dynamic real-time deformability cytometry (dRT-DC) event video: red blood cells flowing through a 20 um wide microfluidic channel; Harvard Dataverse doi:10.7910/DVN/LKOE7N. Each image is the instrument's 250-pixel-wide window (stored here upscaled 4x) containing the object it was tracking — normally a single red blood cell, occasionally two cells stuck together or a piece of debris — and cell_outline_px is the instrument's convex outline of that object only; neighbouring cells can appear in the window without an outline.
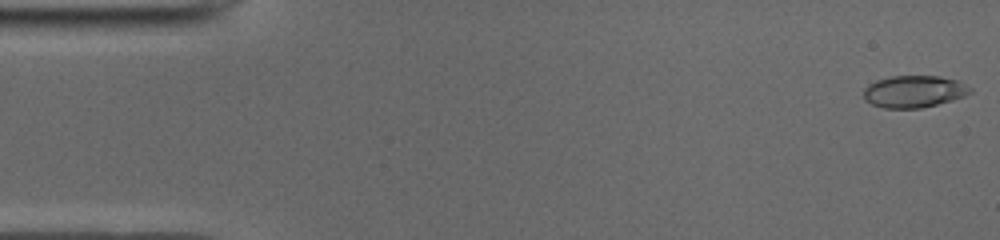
{"species": "common noctule bat (a hibernating species)", "species_latin": "Nyctalus noctula", "temperature_condition": "cold", "stored_images_in_passage": 50, "camera_frame_rate_fps": 3000, "um_per_image_px": 0.085, "animal": {"sex": "male", "body_mass_g": 19.0, "forearm_length_mm": 50.8}, "frame": {"image": 1, "passage_image": 1, "time_ms": 0.0, "image_size_px": [1000, 240], "cell_outline_px": [[972, 92], [964, 96], [952, 100], [920, 108], [884, 108], [872, 104], [864, 100], [864, 88], [868, 84], [876, 80], [892, 76], [940, 76], [956, 80], [972, 88]], "centroid_in_image_um": [77.67, 7.77], "position_along_channel_um": 7.3, "area_um2": 19.83}}
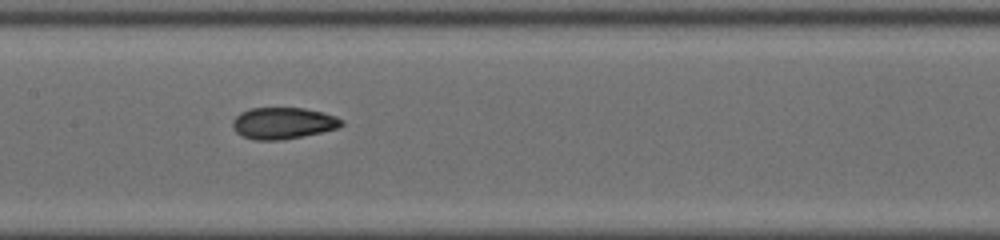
{"frame": {"image": 2, "passage_image": 24, "time_ms": 7.667, "image_size_px": [1000, 240], "cell_outline_px": [[344, 124], [340, 128], [280, 140], [256, 140], [244, 136], [236, 132], [232, 124], [232, 120], [240, 112], [252, 108], [304, 108], [324, 112], [336, 116], [344, 120]], "centroid_in_image_um": [24.09, 10.45], "position_along_channel_um": 183.3, "area_um2": 20.0}}
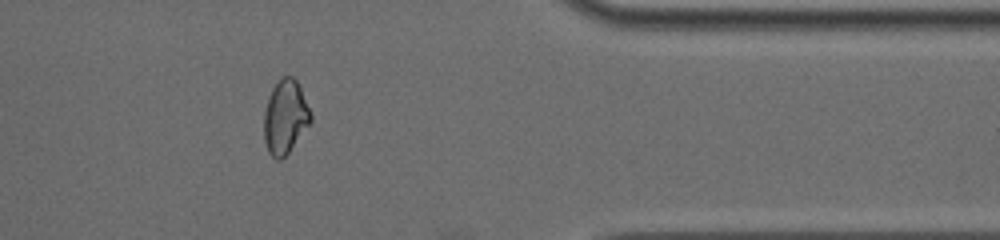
{"frame": {"image": 3, "passage_image": 41, "time_ms": 13.333, "image_size_px": [1000, 240], "cell_outline_px": [[312, 120], [288, 152], [280, 160], [276, 160], [268, 152], [264, 140], [264, 112], [268, 96], [272, 88], [280, 76], [292, 76], [296, 80], [312, 112]], "centroid_in_image_um": [24.23, 9.92], "position_along_channel_um": 387.2, "area_um2": 20.11}, "authors_computed_cell_mechanics": {"area_um2": 19.9988, "velocity_mm_per_s": 3.9593, "shape_relaxation_time_tau1_ms": null, "shape_relaxation_time_tau2_ms": 2.2244, "deformation_change_tau1": null, "deformation_change_tau2": 0.0735}}